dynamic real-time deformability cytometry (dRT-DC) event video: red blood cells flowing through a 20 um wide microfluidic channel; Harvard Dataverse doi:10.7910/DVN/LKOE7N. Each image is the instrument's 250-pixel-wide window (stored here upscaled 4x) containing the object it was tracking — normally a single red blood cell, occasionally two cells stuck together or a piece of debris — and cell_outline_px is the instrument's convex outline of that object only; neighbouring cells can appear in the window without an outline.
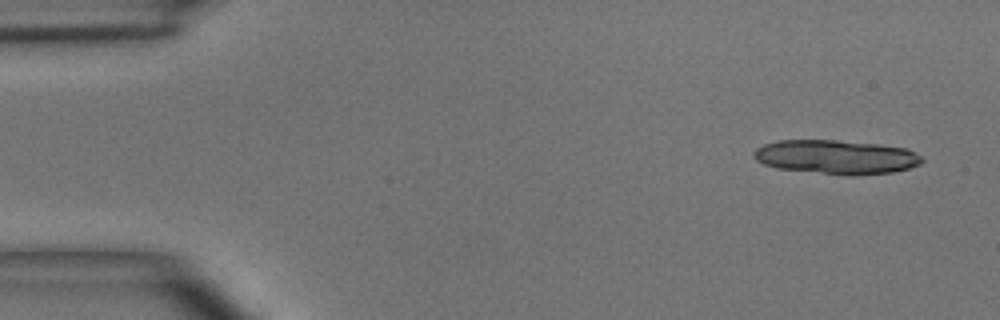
{"species": "common noctule bat (a hibernating species)", "species_latin": "Nyctalus noctula", "temperature_condition": "room temperature", "stored_images_in_passage": 5, "camera_frame_rate_fps": 3000, "um_per_image_px": 0.085, "animal": {"sex": "male", "body_mass_g": 15.6}, "frame": {"image": 1, "passage_image": 1, "time_ms": 0.0, "image_size_px": [1000, 320], "cell_outline_px": [[924, 160], [920, 164], [908, 168], [892, 172], [856, 176], [848, 176], [776, 168], [764, 164], [756, 160], [752, 156], [752, 152], [756, 148], [764, 144], [776, 140], [836, 140], [880, 144], [904, 148], [920, 156]], "centroid_in_image_um": [71.03, 13.35], "position_along_channel_um": 14.0, "area_um2": 33.58}}